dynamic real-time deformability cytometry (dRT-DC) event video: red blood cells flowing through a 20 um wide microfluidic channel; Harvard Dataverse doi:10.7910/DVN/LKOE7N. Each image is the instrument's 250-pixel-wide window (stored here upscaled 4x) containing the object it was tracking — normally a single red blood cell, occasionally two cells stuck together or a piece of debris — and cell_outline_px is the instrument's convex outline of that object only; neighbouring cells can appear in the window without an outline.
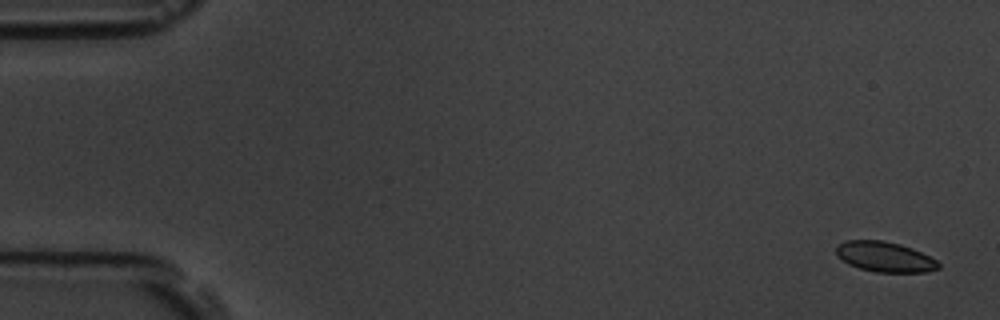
{"species": "common noctule bat (a hibernating species)", "species_latin": "Nyctalus noctula", "temperature_condition": "room temperature", "stored_images_in_passage": 6, "segment_of_instrument_passage": [2, 2], "camera_frame_rate_fps": 3000, "um_per_image_px": 0.085, "animal": {"sex": "male", "body_mass_g": 19.5, "forearm_length_mm": 54.6}, "frame": {"image": 1, "passage_image": 6, "time_ms": 6.0, "image_size_px": [1000, 320], "cell_outline_px": [[940, 268], [924, 272], [876, 272], [860, 268], [848, 264], [836, 252], [836, 248], [844, 240], [884, 240], [900, 244], [912, 248], [936, 260], [940, 264]], "centroid_in_image_um": [75.22, 21.82], "position_along_channel_um": 9.8, "area_um2": 17.8}}